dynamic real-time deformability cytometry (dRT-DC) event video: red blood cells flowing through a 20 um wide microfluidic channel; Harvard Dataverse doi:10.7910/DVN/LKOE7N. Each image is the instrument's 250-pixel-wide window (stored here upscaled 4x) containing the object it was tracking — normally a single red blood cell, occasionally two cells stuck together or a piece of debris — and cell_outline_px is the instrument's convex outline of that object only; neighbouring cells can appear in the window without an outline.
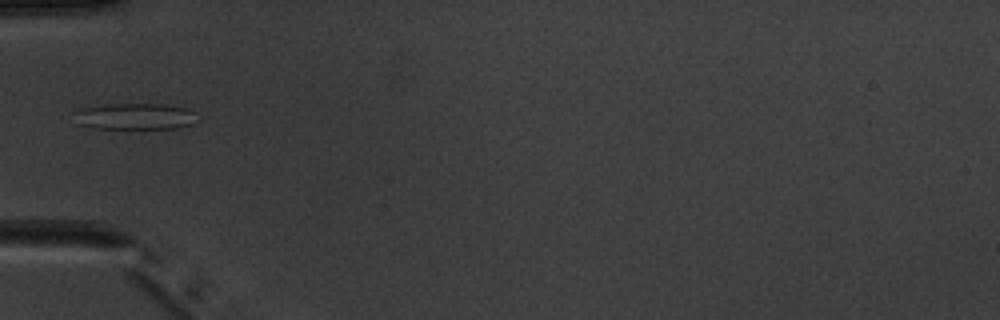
{"species": "common noctule bat (a hibernating species)", "species_latin": "Nyctalus noctula", "temperature_condition": "warm", "stored_images_in_passage": 4, "camera_frame_rate_fps": 3000, "um_per_image_px": 0.085, "animal": {"sex": "male", "body_mass_g": 20.1, "forearm_length_mm": 53.5}, "frame": {"image": 1, "passage_image": 4, "time_ms": 4.333, "image_size_px": [1000, 320], "cell_outline_px": [[200, 120], [192, 124], [180, 128], [92, 128], [76, 124], [76, 112], [80, 108], [104, 104], [164, 104], [184, 108], [196, 112]], "centroid_in_image_um": [11.52, 9.89], "position_along_channel_um": 73.5, "area_um2": 19.07}}